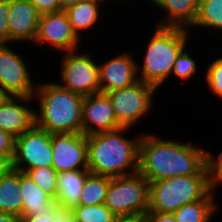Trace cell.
Returning <instances> with one entry per match:
<instances>
[{
    "label": "cell",
    "instance_id": "6da1fadb",
    "mask_svg": "<svg viewBox=\"0 0 222 222\" xmlns=\"http://www.w3.org/2000/svg\"><path fill=\"white\" fill-rule=\"evenodd\" d=\"M141 134L137 172L149 182L175 176L210 175L209 151L193 145Z\"/></svg>",
    "mask_w": 222,
    "mask_h": 222
},
{
    "label": "cell",
    "instance_id": "7a4b0ae2",
    "mask_svg": "<svg viewBox=\"0 0 222 222\" xmlns=\"http://www.w3.org/2000/svg\"><path fill=\"white\" fill-rule=\"evenodd\" d=\"M128 130V127H121L113 131L86 136L90 173L109 177L137 173L138 145L141 134L135 140L129 139L122 134Z\"/></svg>",
    "mask_w": 222,
    "mask_h": 222
},
{
    "label": "cell",
    "instance_id": "3957f363",
    "mask_svg": "<svg viewBox=\"0 0 222 222\" xmlns=\"http://www.w3.org/2000/svg\"><path fill=\"white\" fill-rule=\"evenodd\" d=\"M39 110L34 111L35 125L50 134L82 133L83 96L65 89L59 83L36 85Z\"/></svg>",
    "mask_w": 222,
    "mask_h": 222
},
{
    "label": "cell",
    "instance_id": "277c9868",
    "mask_svg": "<svg viewBox=\"0 0 222 222\" xmlns=\"http://www.w3.org/2000/svg\"><path fill=\"white\" fill-rule=\"evenodd\" d=\"M188 31L181 27L156 26L147 44L143 64L141 67L137 64V73L141 74L138 79L156 89L162 86L172 76L176 57L188 44Z\"/></svg>",
    "mask_w": 222,
    "mask_h": 222
},
{
    "label": "cell",
    "instance_id": "5b68a950",
    "mask_svg": "<svg viewBox=\"0 0 222 222\" xmlns=\"http://www.w3.org/2000/svg\"><path fill=\"white\" fill-rule=\"evenodd\" d=\"M211 191L210 175L175 176L149 182L147 212L173 213Z\"/></svg>",
    "mask_w": 222,
    "mask_h": 222
},
{
    "label": "cell",
    "instance_id": "8992f818",
    "mask_svg": "<svg viewBox=\"0 0 222 222\" xmlns=\"http://www.w3.org/2000/svg\"><path fill=\"white\" fill-rule=\"evenodd\" d=\"M149 181L140 173L111 177L104 204L117 217H144L148 210Z\"/></svg>",
    "mask_w": 222,
    "mask_h": 222
},
{
    "label": "cell",
    "instance_id": "52a82bcc",
    "mask_svg": "<svg viewBox=\"0 0 222 222\" xmlns=\"http://www.w3.org/2000/svg\"><path fill=\"white\" fill-rule=\"evenodd\" d=\"M155 90L154 86L139 80L130 87L106 93L118 124L128 128L137 124L152 109Z\"/></svg>",
    "mask_w": 222,
    "mask_h": 222
},
{
    "label": "cell",
    "instance_id": "ba28073f",
    "mask_svg": "<svg viewBox=\"0 0 222 222\" xmlns=\"http://www.w3.org/2000/svg\"><path fill=\"white\" fill-rule=\"evenodd\" d=\"M52 166L51 134L35 124L14 140L11 167L20 172Z\"/></svg>",
    "mask_w": 222,
    "mask_h": 222
},
{
    "label": "cell",
    "instance_id": "9c48e42d",
    "mask_svg": "<svg viewBox=\"0 0 222 222\" xmlns=\"http://www.w3.org/2000/svg\"><path fill=\"white\" fill-rule=\"evenodd\" d=\"M77 52L64 53L60 73L62 83L59 85L83 97L100 92L99 64L89 53Z\"/></svg>",
    "mask_w": 222,
    "mask_h": 222
},
{
    "label": "cell",
    "instance_id": "30bf717a",
    "mask_svg": "<svg viewBox=\"0 0 222 222\" xmlns=\"http://www.w3.org/2000/svg\"><path fill=\"white\" fill-rule=\"evenodd\" d=\"M7 44H0V88L8 96L33 97L36 86L28 64Z\"/></svg>",
    "mask_w": 222,
    "mask_h": 222
},
{
    "label": "cell",
    "instance_id": "8fae6325",
    "mask_svg": "<svg viewBox=\"0 0 222 222\" xmlns=\"http://www.w3.org/2000/svg\"><path fill=\"white\" fill-rule=\"evenodd\" d=\"M52 167L58 172L88 169V147L83 133L51 134Z\"/></svg>",
    "mask_w": 222,
    "mask_h": 222
},
{
    "label": "cell",
    "instance_id": "7c38bea8",
    "mask_svg": "<svg viewBox=\"0 0 222 222\" xmlns=\"http://www.w3.org/2000/svg\"><path fill=\"white\" fill-rule=\"evenodd\" d=\"M80 39L73 30L64 10L39 16L34 43L40 45L47 43L51 47L53 45L57 50L68 52L78 49Z\"/></svg>",
    "mask_w": 222,
    "mask_h": 222
},
{
    "label": "cell",
    "instance_id": "4fadbf2b",
    "mask_svg": "<svg viewBox=\"0 0 222 222\" xmlns=\"http://www.w3.org/2000/svg\"><path fill=\"white\" fill-rule=\"evenodd\" d=\"M82 133L85 136L121 128L106 93L98 92L83 97Z\"/></svg>",
    "mask_w": 222,
    "mask_h": 222
},
{
    "label": "cell",
    "instance_id": "5bb4252c",
    "mask_svg": "<svg viewBox=\"0 0 222 222\" xmlns=\"http://www.w3.org/2000/svg\"><path fill=\"white\" fill-rule=\"evenodd\" d=\"M130 52L122 53L103 62L99 66L100 92L108 93L113 90L127 88L138 79L137 64Z\"/></svg>",
    "mask_w": 222,
    "mask_h": 222
},
{
    "label": "cell",
    "instance_id": "9a60e30c",
    "mask_svg": "<svg viewBox=\"0 0 222 222\" xmlns=\"http://www.w3.org/2000/svg\"><path fill=\"white\" fill-rule=\"evenodd\" d=\"M9 42L35 40L40 14L30 0H8Z\"/></svg>",
    "mask_w": 222,
    "mask_h": 222
},
{
    "label": "cell",
    "instance_id": "2e32d148",
    "mask_svg": "<svg viewBox=\"0 0 222 222\" xmlns=\"http://www.w3.org/2000/svg\"><path fill=\"white\" fill-rule=\"evenodd\" d=\"M34 97L7 96L0 103V129L16 138L29 130L35 124L34 109L26 107L25 103ZM20 102V103H19ZM21 102H24V104Z\"/></svg>",
    "mask_w": 222,
    "mask_h": 222
},
{
    "label": "cell",
    "instance_id": "e0dca14e",
    "mask_svg": "<svg viewBox=\"0 0 222 222\" xmlns=\"http://www.w3.org/2000/svg\"><path fill=\"white\" fill-rule=\"evenodd\" d=\"M20 192L22 216L54 213V210L58 207L56 200L40 189L25 172H20Z\"/></svg>",
    "mask_w": 222,
    "mask_h": 222
},
{
    "label": "cell",
    "instance_id": "ac0fdd59",
    "mask_svg": "<svg viewBox=\"0 0 222 222\" xmlns=\"http://www.w3.org/2000/svg\"><path fill=\"white\" fill-rule=\"evenodd\" d=\"M165 13L164 19L157 22L160 27L190 28L194 23L199 0H150Z\"/></svg>",
    "mask_w": 222,
    "mask_h": 222
},
{
    "label": "cell",
    "instance_id": "d6986e66",
    "mask_svg": "<svg viewBox=\"0 0 222 222\" xmlns=\"http://www.w3.org/2000/svg\"><path fill=\"white\" fill-rule=\"evenodd\" d=\"M88 169L70 170L58 173L56 202L59 207L72 209L78 206Z\"/></svg>",
    "mask_w": 222,
    "mask_h": 222
},
{
    "label": "cell",
    "instance_id": "ffe728a7",
    "mask_svg": "<svg viewBox=\"0 0 222 222\" xmlns=\"http://www.w3.org/2000/svg\"><path fill=\"white\" fill-rule=\"evenodd\" d=\"M0 212L22 217L20 171L12 167L0 178Z\"/></svg>",
    "mask_w": 222,
    "mask_h": 222
},
{
    "label": "cell",
    "instance_id": "44dd1931",
    "mask_svg": "<svg viewBox=\"0 0 222 222\" xmlns=\"http://www.w3.org/2000/svg\"><path fill=\"white\" fill-rule=\"evenodd\" d=\"M101 0H84L78 4L69 6L64 11L68 16L69 22L80 38V32L88 30L99 20Z\"/></svg>",
    "mask_w": 222,
    "mask_h": 222
},
{
    "label": "cell",
    "instance_id": "7402d4cb",
    "mask_svg": "<svg viewBox=\"0 0 222 222\" xmlns=\"http://www.w3.org/2000/svg\"><path fill=\"white\" fill-rule=\"evenodd\" d=\"M214 192L210 191L203 199L187 203L178 208L173 215L178 222H210L216 212Z\"/></svg>",
    "mask_w": 222,
    "mask_h": 222
},
{
    "label": "cell",
    "instance_id": "603a6c76",
    "mask_svg": "<svg viewBox=\"0 0 222 222\" xmlns=\"http://www.w3.org/2000/svg\"><path fill=\"white\" fill-rule=\"evenodd\" d=\"M110 178L109 176L89 173L81 191L78 205L104 204Z\"/></svg>",
    "mask_w": 222,
    "mask_h": 222
},
{
    "label": "cell",
    "instance_id": "cb8c5ba5",
    "mask_svg": "<svg viewBox=\"0 0 222 222\" xmlns=\"http://www.w3.org/2000/svg\"><path fill=\"white\" fill-rule=\"evenodd\" d=\"M208 27L222 31V0H199L198 13L191 27Z\"/></svg>",
    "mask_w": 222,
    "mask_h": 222
},
{
    "label": "cell",
    "instance_id": "d4e9b609",
    "mask_svg": "<svg viewBox=\"0 0 222 222\" xmlns=\"http://www.w3.org/2000/svg\"><path fill=\"white\" fill-rule=\"evenodd\" d=\"M74 222H113L116 215L105 205H78L71 209Z\"/></svg>",
    "mask_w": 222,
    "mask_h": 222
},
{
    "label": "cell",
    "instance_id": "484cf974",
    "mask_svg": "<svg viewBox=\"0 0 222 222\" xmlns=\"http://www.w3.org/2000/svg\"><path fill=\"white\" fill-rule=\"evenodd\" d=\"M26 173L40 189L52 199H56L58 172L52 166L29 169Z\"/></svg>",
    "mask_w": 222,
    "mask_h": 222
},
{
    "label": "cell",
    "instance_id": "4316f807",
    "mask_svg": "<svg viewBox=\"0 0 222 222\" xmlns=\"http://www.w3.org/2000/svg\"><path fill=\"white\" fill-rule=\"evenodd\" d=\"M186 47L182 49L179 55L176 57L172 75L179 79L188 80L191 78L197 70L196 62L185 51Z\"/></svg>",
    "mask_w": 222,
    "mask_h": 222
},
{
    "label": "cell",
    "instance_id": "83f0119b",
    "mask_svg": "<svg viewBox=\"0 0 222 222\" xmlns=\"http://www.w3.org/2000/svg\"><path fill=\"white\" fill-rule=\"evenodd\" d=\"M205 76L209 89L217 97L222 98V58H218L210 64Z\"/></svg>",
    "mask_w": 222,
    "mask_h": 222
},
{
    "label": "cell",
    "instance_id": "f1b7e54d",
    "mask_svg": "<svg viewBox=\"0 0 222 222\" xmlns=\"http://www.w3.org/2000/svg\"><path fill=\"white\" fill-rule=\"evenodd\" d=\"M209 167L211 191L215 193L218 185L222 183V151L219 152L217 158H215L214 156L212 157L211 152H209Z\"/></svg>",
    "mask_w": 222,
    "mask_h": 222
},
{
    "label": "cell",
    "instance_id": "f546056e",
    "mask_svg": "<svg viewBox=\"0 0 222 222\" xmlns=\"http://www.w3.org/2000/svg\"><path fill=\"white\" fill-rule=\"evenodd\" d=\"M14 140L9 133L0 129V157L8 160L10 163L14 153Z\"/></svg>",
    "mask_w": 222,
    "mask_h": 222
},
{
    "label": "cell",
    "instance_id": "4dcf8cb0",
    "mask_svg": "<svg viewBox=\"0 0 222 222\" xmlns=\"http://www.w3.org/2000/svg\"><path fill=\"white\" fill-rule=\"evenodd\" d=\"M8 0H0V44L9 43Z\"/></svg>",
    "mask_w": 222,
    "mask_h": 222
},
{
    "label": "cell",
    "instance_id": "1f68e13d",
    "mask_svg": "<svg viewBox=\"0 0 222 222\" xmlns=\"http://www.w3.org/2000/svg\"><path fill=\"white\" fill-rule=\"evenodd\" d=\"M30 2L40 15L60 11L59 0H30Z\"/></svg>",
    "mask_w": 222,
    "mask_h": 222
},
{
    "label": "cell",
    "instance_id": "d6a6232c",
    "mask_svg": "<svg viewBox=\"0 0 222 222\" xmlns=\"http://www.w3.org/2000/svg\"><path fill=\"white\" fill-rule=\"evenodd\" d=\"M144 222H178L173 213L146 212Z\"/></svg>",
    "mask_w": 222,
    "mask_h": 222
},
{
    "label": "cell",
    "instance_id": "836d02e7",
    "mask_svg": "<svg viewBox=\"0 0 222 222\" xmlns=\"http://www.w3.org/2000/svg\"><path fill=\"white\" fill-rule=\"evenodd\" d=\"M54 222H74L71 209L57 207L53 213Z\"/></svg>",
    "mask_w": 222,
    "mask_h": 222
},
{
    "label": "cell",
    "instance_id": "e575fe53",
    "mask_svg": "<svg viewBox=\"0 0 222 222\" xmlns=\"http://www.w3.org/2000/svg\"><path fill=\"white\" fill-rule=\"evenodd\" d=\"M21 222H54L53 213H46L39 216H22Z\"/></svg>",
    "mask_w": 222,
    "mask_h": 222
},
{
    "label": "cell",
    "instance_id": "d590c367",
    "mask_svg": "<svg viewBox=\"0 0 222 222\" xmlns=\"http://www.w3.org/2000/svg\"><path fill=\"white\" fill-rule=\"evenodd\" d=\"M0 222H21V218L15 214L0 212Z\"/></svg>",
    "mask_w": 222,
    "mask_h": 222
},
{
    "label": "cell",
    "instance_id": "8d00e7d4",
    "mask_svg": "<svg viewBox=\"0 0 222 222\" xmlns=\"http://www.w3.org/2000/svg\"><path fill=\"white\" fill-rule=\"evenodd\" d=\"M11 163L0 157V178L9 170Z\"/></svg>",
    "mask_w": 222,
    "mask_h": 222
},
{
    "label": "cell",
    "instance_id": "74e56055",
    "mask_svg": "<svg viewBox=\"0 0 222 222\" xmlns=\"http://www.w3.org/2000/svg\"><path fill=\"white\" fill-rule=\"evenodd\" d=\"M113 222H144L143 217H116Z\"/></svg>",
    "mask_w": 222,
    "mask_h": 222
},
{
    "label": "cell",
    "instance_id": "f35d334b",
    "mask_svg": "<svg viewBox=\"0 0 222 222\" xmlns=\"http://www.w3.org/2000/svg\"><path fill=\"white\" fill-rule=\"evenodd\" d=\"M84 1V0H59L60 4V11L65 10L69 6L78 4L79 2Z\"/></svg>",
    "mask_w": 222,
    "mask_h": 222
},
{
    "label": "cell",
    "instance_id": "ab89813d",
    "mask_svg": "<svg viewBox=\"0 0 222 222\" xmlns=\"http://www.w3.org/2000/svg\"><path fill=\"white\" fill-rule=\"evenodd\" d=\"M8 95L0 88V103L7 97Z\"/></svg>",
    "mask_w": 222,
    "mask_h": 222
}]
</instances>
